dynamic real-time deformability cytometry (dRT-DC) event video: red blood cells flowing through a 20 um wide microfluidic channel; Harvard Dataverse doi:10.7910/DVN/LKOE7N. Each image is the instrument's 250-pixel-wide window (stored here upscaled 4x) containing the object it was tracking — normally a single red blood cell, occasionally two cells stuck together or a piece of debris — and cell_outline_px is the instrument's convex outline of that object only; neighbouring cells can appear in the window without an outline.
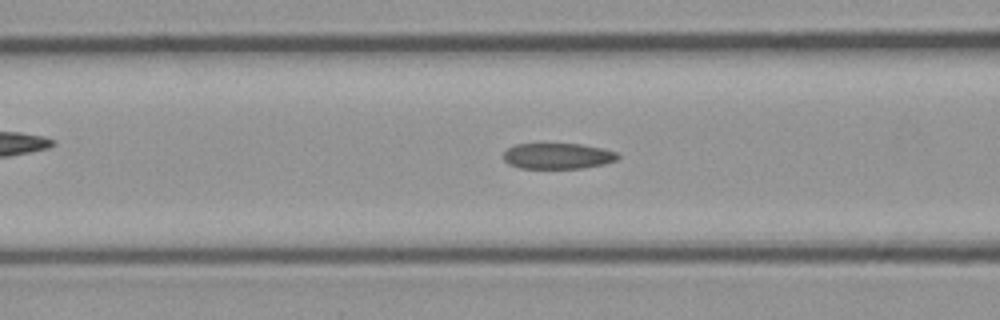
{"species": "common noctule bat (a hibernating species)", "species_latin": "Nyctalus noctula", "temperature_condition": "cold", "stored_images_in_passage": 51, "camera_frame_rate_fps": 3000, "um_per_image_px": 0.085, "animal": {"sex": "male", "body_mass_g": 23.1, "forearm_length_mm": 52.7}, "frame": {"image": 1, "passage_image": 17, "time_ms": 5.333, "image_size_px": [1000, 320], "cell_outline_px": [[620, 156], [616, 160], [604, 164], [584, 168], [520, 168], [508, 164], [504, 160], [504, 152], [508, 148], [516, 144], [580, 144], [604, 148], [616, 152]], "centroid_in_image_um": [47.42, 13.26], "position_along_channel_um": 119.2, "area_um2": 17.22}}
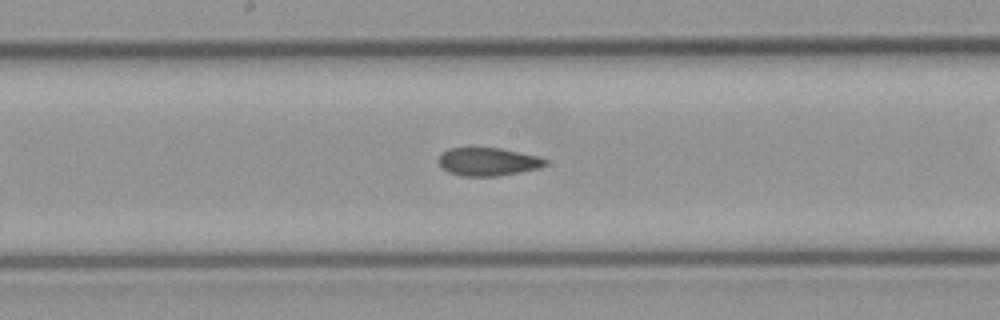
{"frame": {"image": 2, "passage_image": 24, "time_ms": 7.667, "image_size_px": [1000, 320], "cell_outline_px": [[548, 164], [540, 168], [496, 176], [460, 176], [448, 172], [440, 164], [440, 152], [448, 148], [500, 148], [540, 156], [548, 160]], "centroid_in_image_um": [41.51, 13.74], "position_along_channel_um": 206.7, "area_um2": 17.51}}
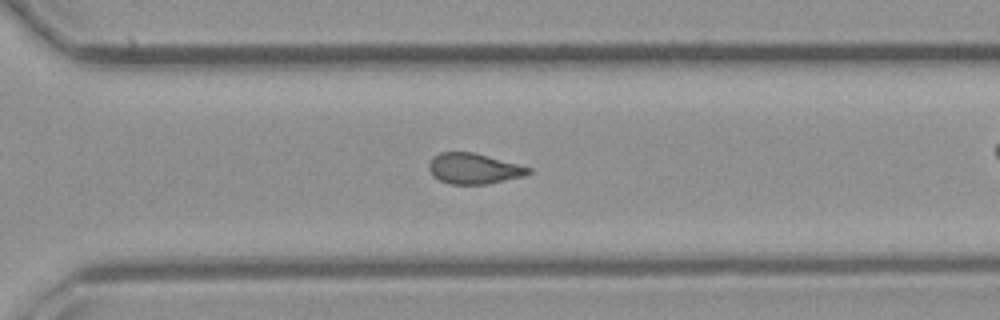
{"frame": {"image": 3, "passage_image": 34, "time_ms": 11.0, "image_size_px": [1000, 320], "cell_outline_px": [[532, 172], [524, 176], [488, 184], [452, 184], [440, 180], [432, 176], [428, 168], [428, 164], [432, 156], [440, 152], [472, 152], [520, 164], [532, 168]], "centroid_in_image_um": [40.27, 14.33], "position_along_channel_um": 330.3, "area_um2": 17.92}, "authors_computed_cell_mechanics": {"area_um2": 18.3804, "velocity_mm_per_s": 3.7342, "shape_relaxation_time_tau1_ms": null, "shape_relaxation_time_tau2_ms": 2.8867, "deformation_change_tau1": null, "deformation_change_tau2": 0.0709}}